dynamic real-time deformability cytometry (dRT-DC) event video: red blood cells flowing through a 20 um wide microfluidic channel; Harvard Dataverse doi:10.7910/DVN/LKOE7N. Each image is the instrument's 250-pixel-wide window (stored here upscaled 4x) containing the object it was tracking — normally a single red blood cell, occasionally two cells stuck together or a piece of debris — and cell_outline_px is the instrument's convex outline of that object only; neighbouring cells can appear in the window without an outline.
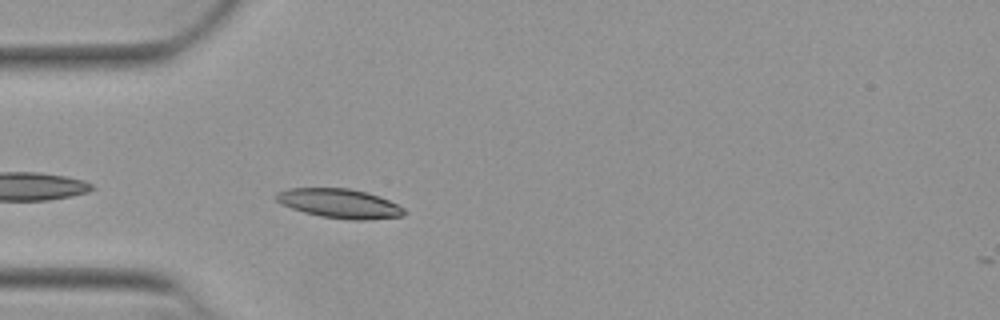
{"species": "Egyptian fruit bat (a non-hibernating species)", "species_latin": "Rousettus aegyptiacus", "temperature_condition": "warm", "stored_images_in_passage": 8, "camera_frame_rate_fps": 3000, "um_per_image_px": 0.085, "animal": {"sex": "female"}, "frame": {"image": 1, "passage_image": 3, "time_ms": 0.667, "image_size_px": [1000, 320], "cell_outline_px": [[404, 212], [400, 216], [368, 220], [352, 220], [320, 216], [304, 212], [280, 204], [276, 200], [276, 192], [288, 188], [348, 188], [368, 192], [388, 200], [404, 208]], "centroid_in_image_um": [28.82, 17.29], "position_along_channel_um": 56.2, "area_um2": 21.73}}